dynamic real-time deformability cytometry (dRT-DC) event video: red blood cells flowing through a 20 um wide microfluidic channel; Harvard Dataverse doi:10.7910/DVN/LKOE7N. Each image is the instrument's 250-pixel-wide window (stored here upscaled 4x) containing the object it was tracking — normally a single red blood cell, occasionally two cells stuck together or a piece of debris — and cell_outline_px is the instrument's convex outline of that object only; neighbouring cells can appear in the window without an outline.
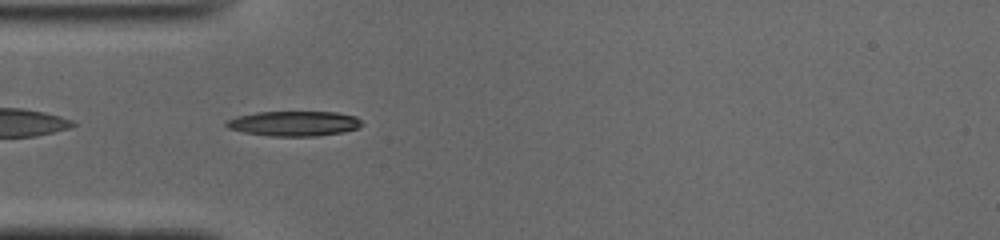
{"species": "common noctule bat (a hibernating species)", "species_latin": "Nyctalus noctula", "temperature_condition": "cold", "stored_images_in_passage": 39, "camera_frame_rate_fps": 3000, "um_per_image_px": 0.085, "animal": {"sex": "male", "body_mass_g": 19.0, "forearm_length_mm": 50.8}, "frame": {"image": 1, "passage_image": 3, "time_ms": 0.667, "image_size_px": [1000, 240], "cell_outline_px": [[364, 124], [360, 128], [344, 132], [316, 136], [272, 136], [244, 132], [228, 128], [224, 124], [224, 120], [236, 116], [256, 112], [336, 112], [356, 116]], "centroid_in_image_um": [25.0, 10.49], "position_along_channel_um": 60.0, "area_um2": 19.94}}
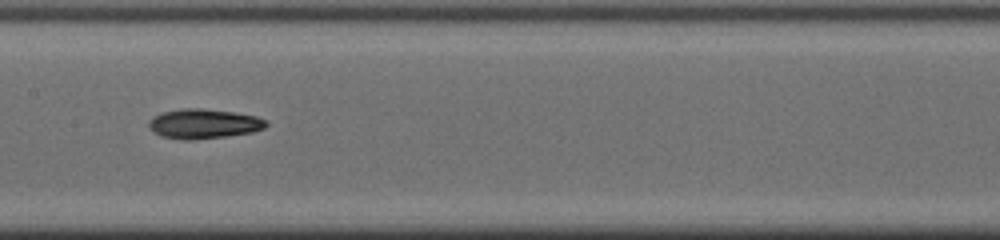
{"frame": {"image": 2, "passage_image": 13, "time_ms": 4.0, "image_size_px": [1000, 240], "cell_outline_px": [[268, 124], [264, 128], [252, 132], [224, 136], [192, 140], [180, 140], [160, 136], [148, 124], [148, 120], [152, 116], [160, 112], [184, 108], [200, 108], [232, 112], [256, 116], [268, 120]], "centroid_in_image_um": [17.3, 10.51], "position_along_channel_um": 190.1, "area_um2": 20.29}}
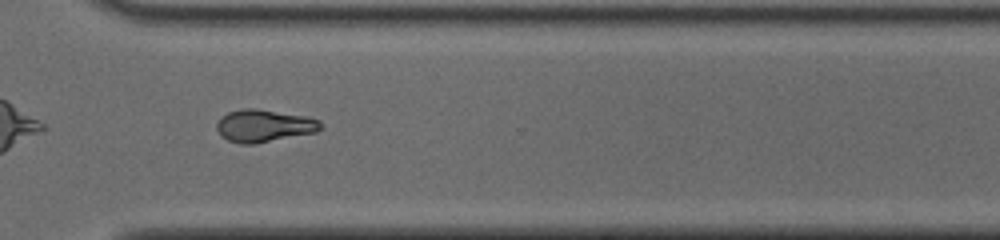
{"frame": {"image": 3, "passage_image": 25, "time_ms": 8.0, "image_size_px": [1000, 240], "cell_outline_px": [[320, 128], [316, 132], [256, 144], [240, 144], [228, 140], [220, 136], [216, 128], [216, 124], [228, 112], [244, 108], [256, 108], [304, 116], [320, 120]], "centroid_in_image_um": [22.41, 10.7], "position_along_channel_um": 348.2, "area_um2": 19.54}, "authors_computed_cell_mechanics": {"area_um2": 19.5364, "velocity_mm_per_s": 3.9388, "shape_relaxation_time_tau1_ms": 5.7542, "shape_relaxation_time_tau2_ms": 2.5429, "deformation_change_tau1": 0.1973, "deformation_change_tau2": 0.0912}}